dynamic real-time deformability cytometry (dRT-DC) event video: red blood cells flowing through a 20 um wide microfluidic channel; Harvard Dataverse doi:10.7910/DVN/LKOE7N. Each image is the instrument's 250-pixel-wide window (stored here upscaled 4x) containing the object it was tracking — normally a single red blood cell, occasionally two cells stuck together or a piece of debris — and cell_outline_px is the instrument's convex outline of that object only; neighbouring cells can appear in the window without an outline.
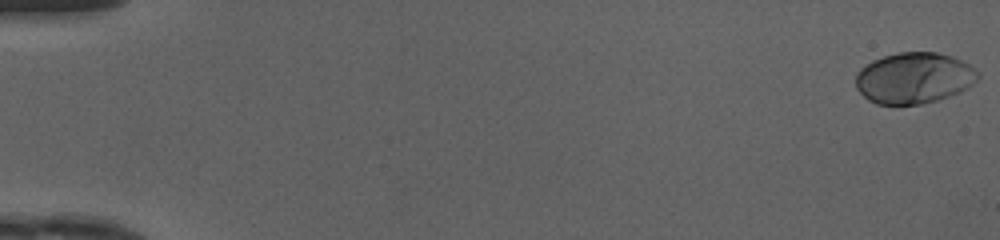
{"species": "human", "species_latin": "Homo sapiens", "temperature_condition": "cold", "stored_images_in_passage": 10, "camera_frame_rate_fps": 3000, "um_per_image_px": 0.085, "donor": {"sex": "female"}, "frame": {"image": 1, "passage_image": 1, "time_ms": 0.0, "image_size_px": [1000, 240], "cell_outline_px": [[980, 76], [968, 88], [960, 92], [936, 100], [920, 104], [876, 104], [868, 100], [856, 88], [856, 72], [860, 68], [872, 60], [884, 56], [900, 52], [936, 52], [952, 56], [968, 64], [980, 72]], "centroid_in_image_um": [77.68, 6.62], "position_along_channel_um": 7.3, "area_um2": 36.41}}